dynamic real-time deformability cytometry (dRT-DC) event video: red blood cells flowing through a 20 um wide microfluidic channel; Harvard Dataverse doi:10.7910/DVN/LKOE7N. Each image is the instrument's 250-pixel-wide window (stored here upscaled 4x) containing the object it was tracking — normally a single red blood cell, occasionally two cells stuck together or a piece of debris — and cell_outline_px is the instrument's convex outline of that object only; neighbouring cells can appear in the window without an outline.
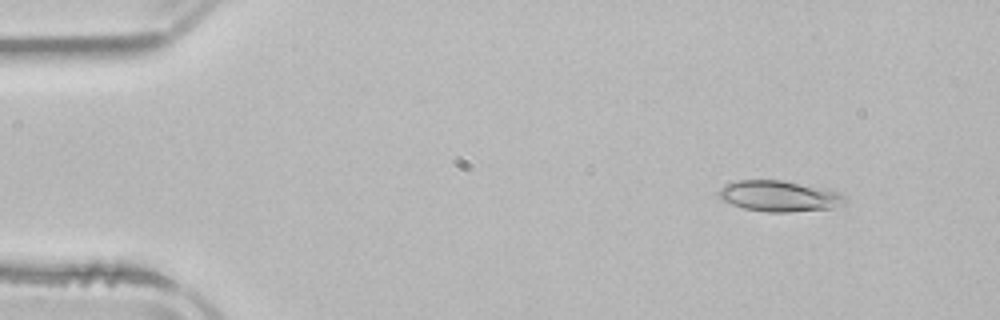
{"species": "common noctule bat (a hibernating species)", "species_latin": "Nyctalus noctula", "temperature_condition": "room temperature", "stored_images_in_passage": 4, "camera_frame_rate_fps": 3000, "um_per_image_px": 0.085, "animal": {"sex": "male", "body_mass_g": 21.5, "forearm_length_mm": 52.0}, "frame": {"image": 1, "passage_image": 2, "time_ms": 1.333, "image_size_px": [1000, 320], "cell_outline_px": [[848, 200], [844, 204], [832, 208], [788, 212], [768, 212], [744, 208], [720, 200], [720, 188], [728, 184], [740, 180], [780, 180], [824, 188], [840, 192], [848, 196]], "centroid_in_image_um": [66.31, 16.67], "position_along_channel_um": 18.7, "area_um2": 22.66}}
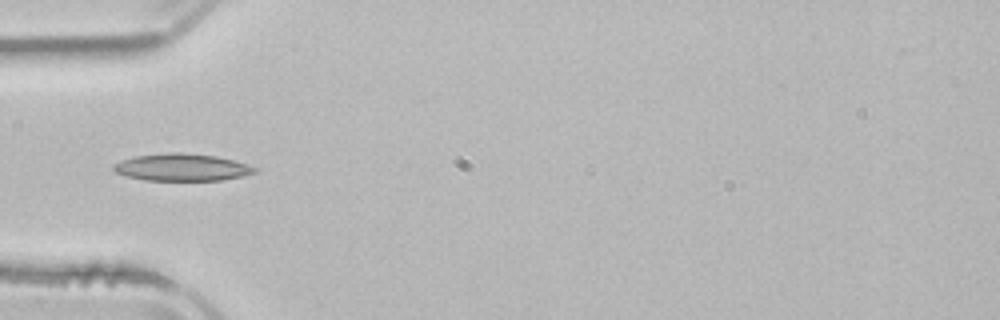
{"frame": {"image": 2, "passage_image": 4, "time_ms": 5.0, "image_size_px": [1000, 320], "cell_outline_px": [[256, 172], [240, 176], [220, 180], [144, 180], [128, 176], [116, 172], [112, 168], [112, 164], [120, 160], [136, 156], [168, 152], [180, 152], [216, 156], [232, 160], [256, 168]], "centroid_in_image_um": [15.39, 14.21], "position_along_channel_um": 69.6, "area_um2": 22.08}}